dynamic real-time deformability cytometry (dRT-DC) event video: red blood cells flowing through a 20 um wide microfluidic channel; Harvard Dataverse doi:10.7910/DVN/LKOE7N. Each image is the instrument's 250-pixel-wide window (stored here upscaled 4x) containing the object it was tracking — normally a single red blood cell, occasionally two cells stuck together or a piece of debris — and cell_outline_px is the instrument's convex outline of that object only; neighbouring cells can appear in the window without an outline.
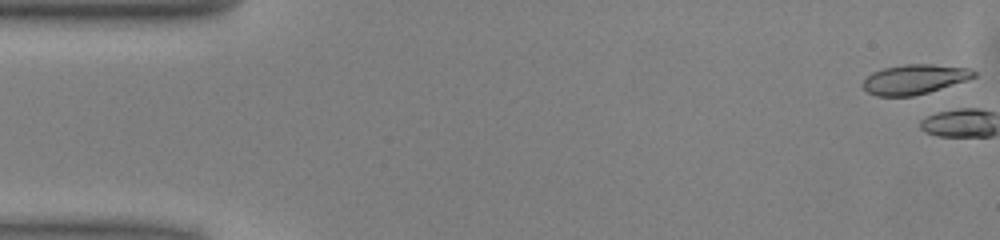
{"species": "common noctule bat (a hibernating species)", "species_latin": "Nyctalus noctula", "temperature_condition": "warm", "stored_images_in_passage": 3, "camera_frame_rate_fps": 3000, "um_per_image_px": 0.085, "animal": {"sex": "male", "body_mass_g": 13.0, "forearm_length_mm": 53.1}, "frame": {"image": 1, "passage_image": 1, "time_ms": 0.0, "image_size_px": [1000, 240], "cell_outline_px": [[976, 76], [928, 92], [912, 96], [876, 96], [868, 92], [860, 84], [872, 72], [884, 68], [904, 64], [932, 64], [968, 68], [976, 72]], "centroid_in_image_um": [77.67, 6.73], "position_along_channel_um": 7.3, "area_um2": 18.96}}